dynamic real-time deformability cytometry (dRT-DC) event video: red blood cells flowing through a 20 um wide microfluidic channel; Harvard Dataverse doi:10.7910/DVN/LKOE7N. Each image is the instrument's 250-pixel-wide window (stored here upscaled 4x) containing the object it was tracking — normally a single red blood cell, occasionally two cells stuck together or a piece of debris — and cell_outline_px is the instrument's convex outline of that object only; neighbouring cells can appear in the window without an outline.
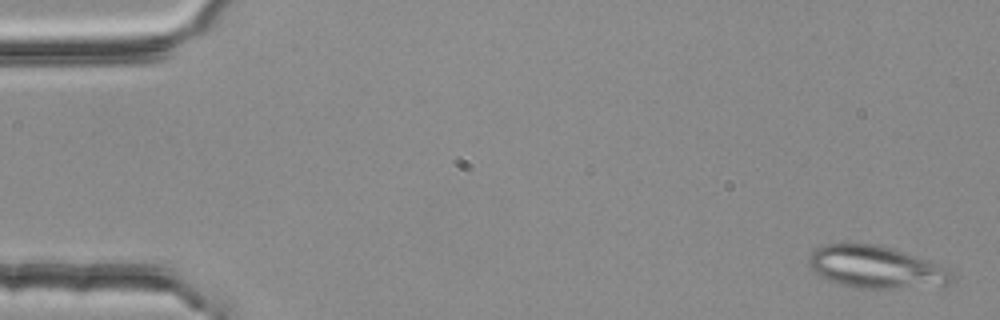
{"species": "common noctule bat (a hibernating species)", "species_latin": "Nyctalus noctula", "temperature_condition": "room temperature", "stored_images_in_passage": 4, "camera_frame_rate_fps": 3000, "um_per_image_px": 0.085, "animal": {"sex": "female", "body_mass_g": 25.1}, "frame": {"image": 1, "passage_image": 1, "time_ms": 0.0, "image_size_px": [1000, 320], "cell_outline_px": [[956, 280], [948, 284], [892, 288], [860, 288], [840, 284], [820, 276], [808, 264], [808, 256], [816, 248], [828, 244], [872, 244], [892, 248], [928, 260], [948, 268], [956, 276]], "centroid_in_image_um": [74.48, 22.7], "position_along_channel_um": 10.5, "area_um2": 34.85}}
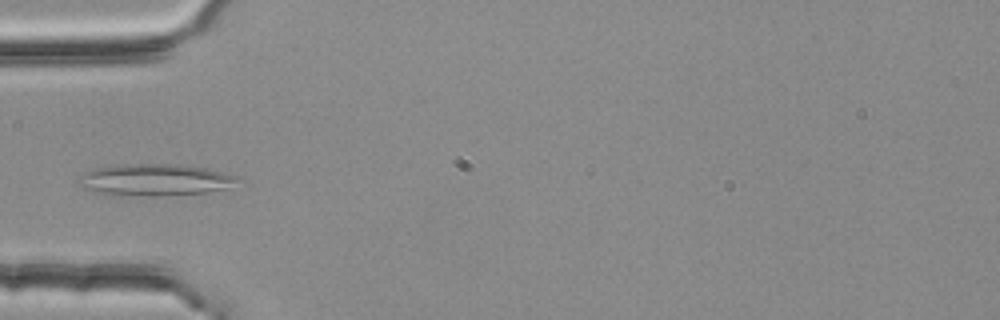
{"frame": {"image": 2, "passage_image": 4, "time_ms": 1.0, "image_size_px": [1000, 320], "cell_outline_px": [[240, 180], [228, 188], [208, 192], [164, 196], [148, 196], [96, 192], [84, 188], [76, 184], [76, 180], [84, 172], [96, 168], [116, 164], [180, 164], [204, 168], [240, 176]], "centroid_in_image_um": [13.18, 15.28], "position_along_channel_um": 71.8, "area_um2": 29.59}}